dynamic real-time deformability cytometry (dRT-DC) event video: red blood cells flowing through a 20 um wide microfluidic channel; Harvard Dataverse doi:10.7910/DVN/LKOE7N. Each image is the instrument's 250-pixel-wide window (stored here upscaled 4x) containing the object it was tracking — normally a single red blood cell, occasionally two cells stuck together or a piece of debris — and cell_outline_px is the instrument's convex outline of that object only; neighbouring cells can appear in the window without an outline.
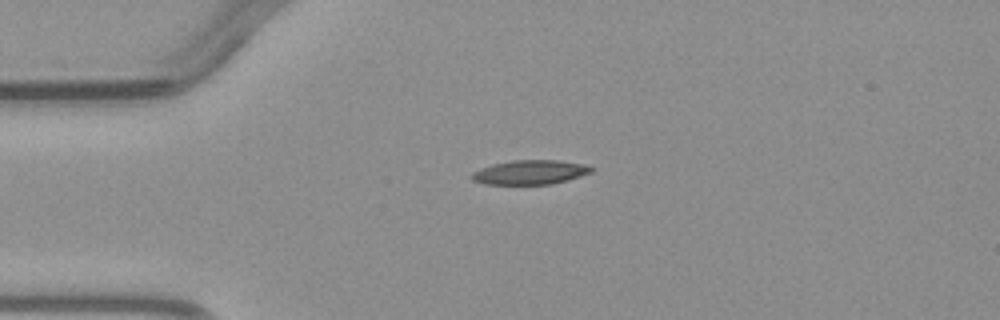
{"species": "common noctule bat (a hibernating species)", "species_latin": "Nyctalus noctula", "temperature_condition": "warm", "stored_images_in_passage": 1, "camera_frame_rate_fps": 3000, "um_per_image_px": 0.085, "animal": {"sex": "male", "body_mass_g": 23.1, "forearm_length_mm": 52.7}, "frame": {"image": 1, "passage_image": 1, "time_ms": 0.0, "image_size_px": [1000, 320], "cell_outline_px": [[596, 168], [592, 172], [568, 180], [552, 184], [484, 184], [472, 180], [468, 176], [472, 172], [480, 168], [492, 164], [512, 160], [556, 160], [584, 164]], "centroid_in_image_um": [45.03, 14.64], "position_along_channel_um": 40.0, "area_um2": 17.11}}